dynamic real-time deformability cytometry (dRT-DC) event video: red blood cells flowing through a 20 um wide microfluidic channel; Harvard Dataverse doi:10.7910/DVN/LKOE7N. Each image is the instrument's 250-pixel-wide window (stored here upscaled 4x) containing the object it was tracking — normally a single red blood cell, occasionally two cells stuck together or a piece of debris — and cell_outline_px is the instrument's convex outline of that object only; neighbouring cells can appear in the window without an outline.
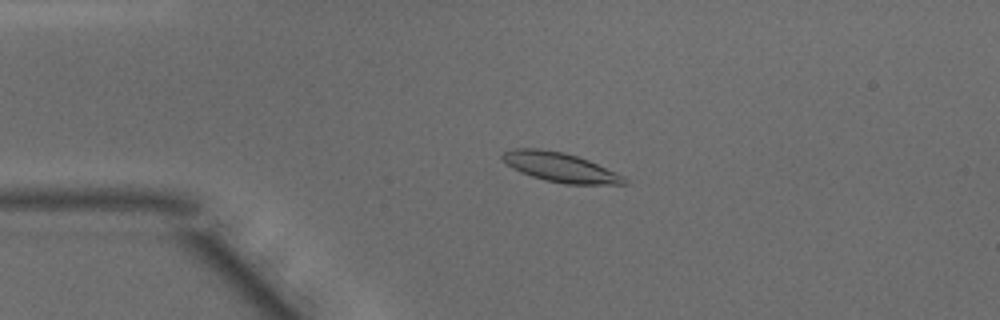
{"species": "common noctule bat (a hibernating species)", "species_latin": "Nyctalus noctula", "temperature_condition": "warm", "stored_images_in_passage": 42, "camera_frame_rate_fps": 3000, "um_per_image_px": 0.085, "animal": {"sex": "male", "body_mass_g": 15.6}, "frame": {"image": 1, "passage_image": 4, "time_ms": 1.0, "image_size_px": [1000, 320], "cell_outline_px": [[628, 184], [564, 184], [544, 180], [520, 172], [512, 168], [500, 160], [500, 156], [504, 152], [516, 148], [540, 148], [564, 152], [588, 160], [624, 176], [628, 180]], "centroid_in_image_um": [47.58, 14.21], "position_along_channel_um": 37.4, "area_um2": 20.92}}
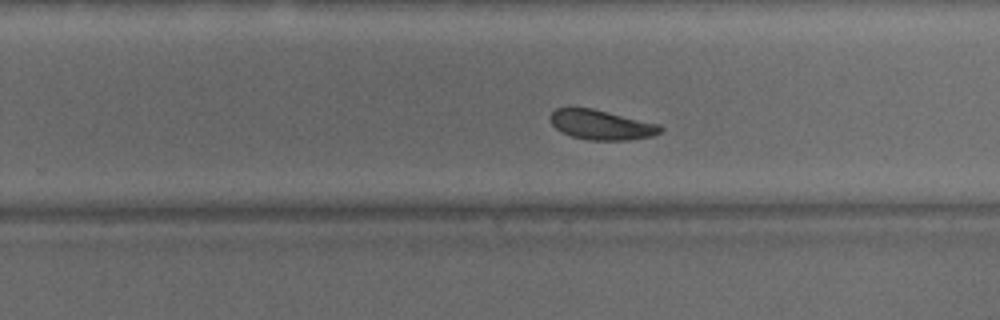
{"frame": {"image": 2, "passage_image": 24, "time_ms": 7.667, "image_size_px": [1000, 320], "cell_outline_px": [[664, 128], [660, 132], [652, 136], [628, 140], [588, 140], [572, 136], [560, 132], [552, 124], [552, 112], [556, 108], [592, 108], [660, 124]], "centroid_in_image_um": [51.14, 10.62], "position_along_channel_um": 278.7, "area_um2": 18.96}}
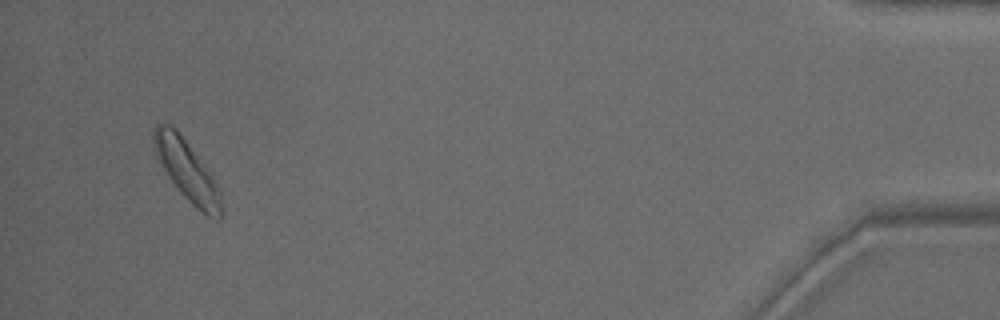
{"frame": {"image": 3, "passage_image": 40, "time_ms": 13.0, "image_size_px": [1000, 320], "cell_outline_px": [[224, 212], [220, 220], [216, 220], [208, 216], [196, 208], [180, 192], [156, 156], [152, 140], [152, 132], [156, 124], [168, 124], [176, 128], [212, 176], [220, 192]], "centroid_in_image_um": [15.91, 14.52], "position_along_channel_um": 419.3, "area_um2": 23.41}, "authors_computed_cell_mechanics": {"area_um2": 20.1144, "velocity_mm_per_s": 4.0885, "shape_relaxation_time_tau1_ms": 2.7285, "shape_relaxation_time_tau2_ms": 8.8325, "deformation_change_tau1": 0.0924, "deformation_change_tau2": 0.179}}